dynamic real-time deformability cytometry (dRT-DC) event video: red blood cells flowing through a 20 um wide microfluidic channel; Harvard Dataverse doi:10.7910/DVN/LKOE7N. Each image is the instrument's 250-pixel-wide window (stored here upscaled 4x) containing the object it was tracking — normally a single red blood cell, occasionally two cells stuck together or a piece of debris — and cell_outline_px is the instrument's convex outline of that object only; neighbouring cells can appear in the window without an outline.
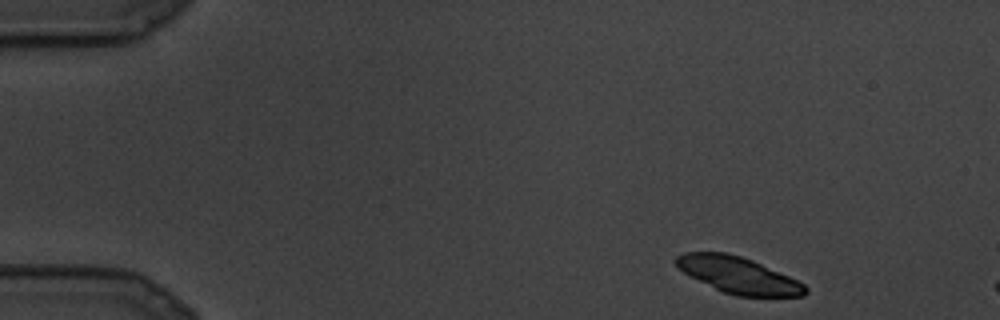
{"species": "common noctule bat (a hibernating species)", "species_latin": "Nyctalus noctula", "temperature_condition": "cold", "stored_images_in_passage": 4, "camera_frame_rate_fps": 3000, "um_per_image_px": 0.085, "animal": {"sex": "male", "body_mass_g": 19.5, "forearm_length_mm": 54.6}, "frame": {"image": 1, "passage_image": 1, "time_ms": 0.0, "image_size_px": [1000, 320], "cell_outline_px": [[808, 292], [804, 296], [736, 296], [724, 292], [684, 272], [672, 260], [676, 256], [684, 252], [728, 252], [752, 260], [788, 276], [804, 284], [808, 288]], "centroid_in_image_um": [62.76, 23.37], "position_along_channel_um": 22.2, "area_um2": 26.99}}